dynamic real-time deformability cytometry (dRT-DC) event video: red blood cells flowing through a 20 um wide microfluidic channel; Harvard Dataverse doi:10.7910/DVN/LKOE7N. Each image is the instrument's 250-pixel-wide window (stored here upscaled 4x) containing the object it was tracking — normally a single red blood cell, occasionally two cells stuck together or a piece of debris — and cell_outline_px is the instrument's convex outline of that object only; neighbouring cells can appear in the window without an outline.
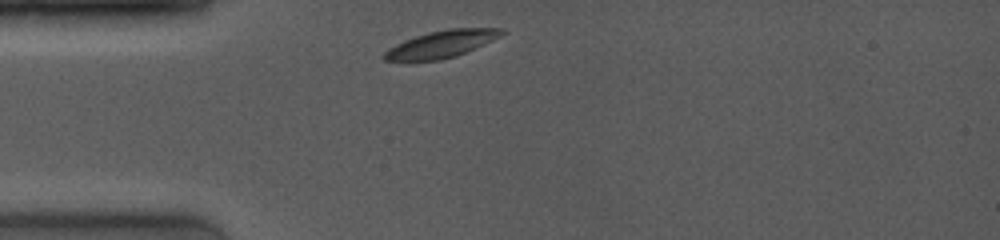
{"species": "common noctule bat (a hibernating species)", "species_latin": "Nyctalus noctula", "temperature_condition": "room temperature", "stored_images_in_passage": 27, "camera_frame_rate_fps": 4000, "um_per_image_px": 0.085, "animal": {"sex": "female", "body_mass_g": 19.0, "forearm_length_mm": 53.3}, "frame": {"image": 1, "passage_image": 1, "time_ms": 0.0, "image_size_px": [1000, 240], "cell_outline_px": [[508, 32], [484, 44], [456, 56], [440, 60], [412, 64], [408, 64], [384, 60], [380, 56], [388, 48], [396, 44], [416, 36], [428, 32], [448, 28], [504, 28]], "centroid_in_image_um": [37.43, 3.8], "position_along_channel_um": 47.6, "area_um2": 19.31}}
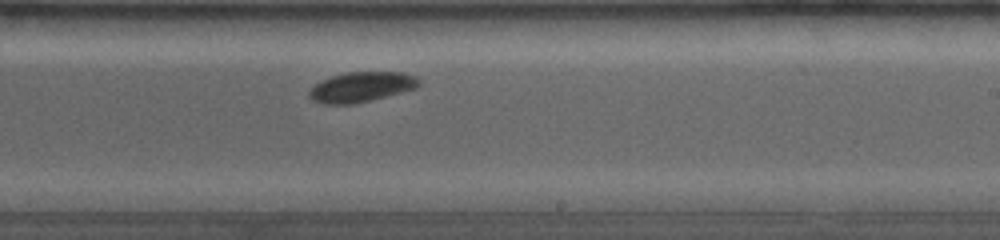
{"frame": {"image": 2, "passage_image": 16, "time_ms": 5.75, "image_size_px": [1000, 240], "cell_outline_px": [[420, 84], [416, 88], [352, 104], [320, 104], [312, 100], [308, 96], [308, 92], [316, 84], [332, 76], [348, 72], [404, 72], [416, 76], [420, 80]], "centroid_in_image_um": [30.71, 7.39], "position_along_channel_um": 258.3, "area_um2": 18.96}}
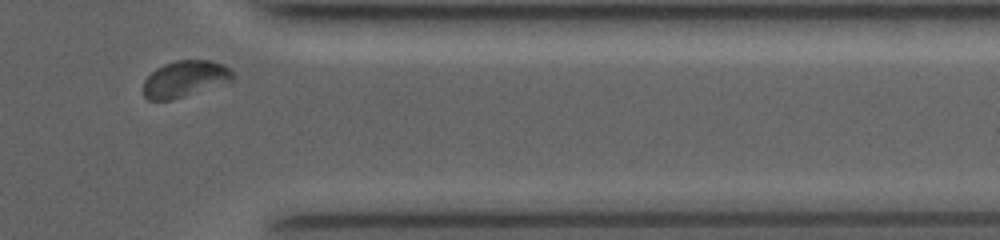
{"frame": {"image": 3, "passage_image": 25, "time_ms": 9.25, "image_size_px": [1000, 240], "cell_outline_px": [[236, 76], [232, 80], [172, 100], [148, 100], [144, 96], [144, 80], [156, 68], [164, 64], [176, 60], [212, 60], [224, 64]], "centroid_in_image_um": [15.71, 6.69], "position_along_channel_um": 395.7, "area_um2": 18.79}, "authors_computed_cell_mechanics": {"area_um2": 19.074, "velocity_mm_per_s": 3.9308, "shape_relaxation_time_tau1_ms": 1.1195, "shape_relaxation_time_tau2_ms": 2.0367, "deformation_change_tau1": 0.0769, "deformation_change_tau2": 0.0347}}